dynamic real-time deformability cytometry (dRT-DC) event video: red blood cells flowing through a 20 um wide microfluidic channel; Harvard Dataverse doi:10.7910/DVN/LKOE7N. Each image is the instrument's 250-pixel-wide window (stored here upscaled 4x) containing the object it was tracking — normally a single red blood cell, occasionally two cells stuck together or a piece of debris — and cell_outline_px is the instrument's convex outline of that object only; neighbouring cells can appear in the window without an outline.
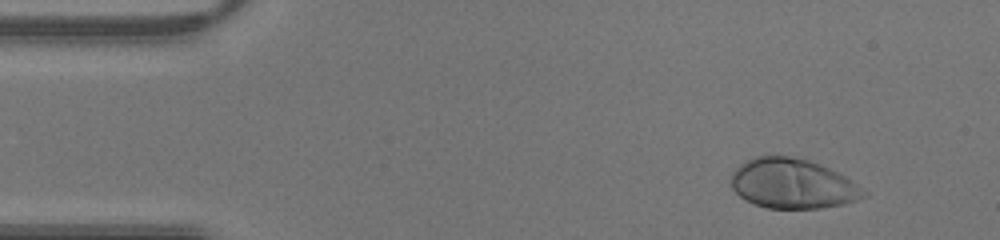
{"species": "human", "species_latin": "Homo sapiens", "temperature_condition": "warm", "stored_images_in_passage": 42, "camera_frame_rate_fps": 3000, "um_per_image_px": 0.085, "donor": {"sex": "male"}, "frame": {"image": 1, "passage_image": 4, "time_ms": 1.0, "image_size_px": [1000, 240], "cell_outline_px": [[868, 196], [844, 204], [820, 208], [768, 208], [756, 204], [740, 196], [732, 188], [732, 172], [740, 164], [756, 156], [792, 156], [808, 160], [820, 164], [844, 176], [868, 192]], "centroid_in_image_um": [67.39, 15.61], "position_along_channel_um": 17.6, "area_um2": 38.15}}
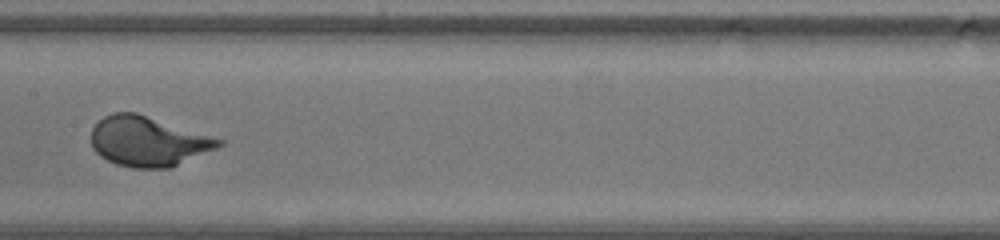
{"frame": {"image": 2, "passage_image": 21, "time_ms": 6.667, "image_size_px": [1000, 240], "cell_outline_px": [[224, 144], [216, 148], [168, 168], [132, 168], [116, 164], [100, 156], [92, 148], [92, 128], [104, 116], [112, 112], [136, 112], [224, 140]], "centroid_in_image_um": [12.55, 12.01], "position_along_channel_um": 194.8, "area_um2": 36.7}}
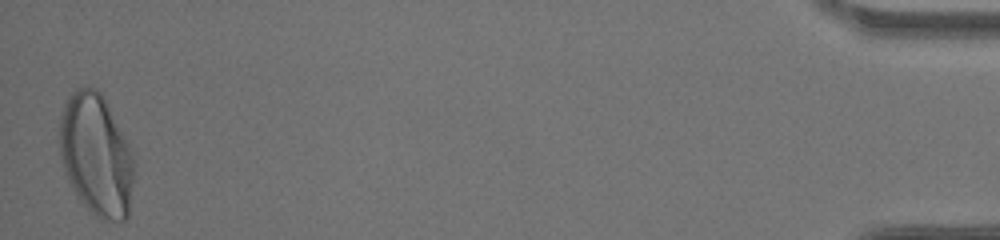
{"frame": {"image": 3, "passage_image": 42, "time_ms": 13.667, "image_size_px": [1000, 240], "cell_outline_px": [[136, 164], [128, 216], [124, 220], [100, 220], [88, 212], [72, 188], [68, 180], [60, 156], [60, 116], [64, 104], [68, 96], [76, 88], [96, 88], [104, 96], [132, 152]], "centroid_in_image_um": [8.19, 13.2], "position_along_channel_um": 427.0, "area_um2": 53.23}}